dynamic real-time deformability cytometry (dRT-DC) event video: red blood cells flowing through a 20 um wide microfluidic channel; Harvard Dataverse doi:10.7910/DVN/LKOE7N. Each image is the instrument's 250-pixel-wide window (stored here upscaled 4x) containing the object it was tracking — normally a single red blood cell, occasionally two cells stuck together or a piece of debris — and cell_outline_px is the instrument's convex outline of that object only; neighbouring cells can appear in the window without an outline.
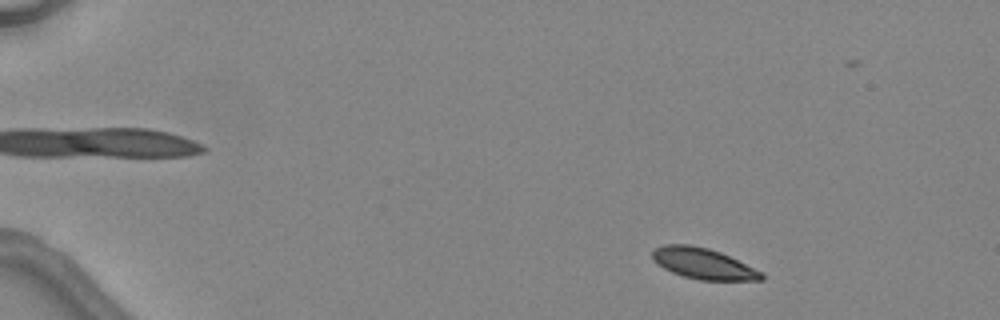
{"species": "common noctule bat (a hibernating species)", "species_latin": "Nyctalus noctula", "temperature_condition": "warm", "stored_images_in_passage": 5, "camera_frame_rate_fps": 3000, "um_per_image_px": 0.085, "animal": {"sex": "female", "body_mass_g": 24.6, "forearm_length_mm": 56.2}, "frame": {"image": 1, "passage_image": 1, "time_ms": 0.0, "image_size_px": [1000, 320], "cell_outline_px": [[764, 280], [700, 280], [684, 276], [672, 272], [664, 268], [652, 260], [652, 252], [656, 248], [664, 244], [688, 244], [708, 248], [720, 252], [764, 272]], "centroid_in_image_um": [59.79, 22.4], "position_along_channel_um": 25.2, "area_um2": 19.59}}